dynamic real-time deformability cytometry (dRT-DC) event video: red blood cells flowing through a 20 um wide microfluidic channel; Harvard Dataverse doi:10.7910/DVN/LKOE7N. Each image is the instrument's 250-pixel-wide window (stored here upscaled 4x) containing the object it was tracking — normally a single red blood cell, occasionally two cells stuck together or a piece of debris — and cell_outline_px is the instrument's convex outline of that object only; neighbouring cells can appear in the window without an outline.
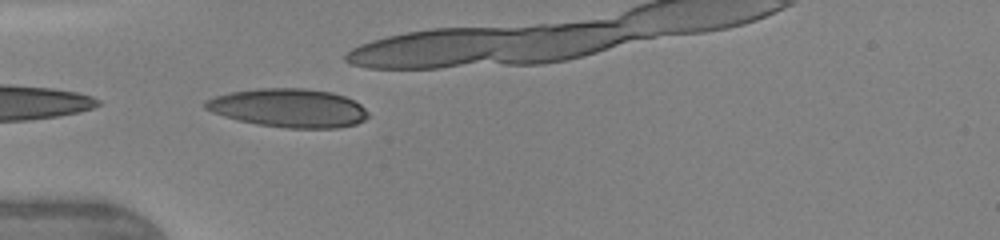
{"species": "human", "species_latin": "Homo sapiens", "temperature_condition": "warm", "stored_images_in_passage": 20, "camera_frame_rate_fps": 3000, "um_per_image_px": 0.085, "donor": {"sex": "female"}, "frame": {"image": 1, "passage_image": 1, "time_ms": 0.0, "image_size_px": [1000, 240], "cell_outline_px": [[368, 116], [364, 120], [356, 124], [336, 128], [288, 128], [260, 124], [240, 120], [224, 116], [212, 112], [204, 108], [204, 100], [216, 96], [232, 92], [256, 88], [304, 88], [332, 92], [344, 96], [360, 104], [368, 112]], "centroid_in_image_um": [24.54, 9.17], "position_along_channel_um": 60.5, "area_um2": 36.41}}